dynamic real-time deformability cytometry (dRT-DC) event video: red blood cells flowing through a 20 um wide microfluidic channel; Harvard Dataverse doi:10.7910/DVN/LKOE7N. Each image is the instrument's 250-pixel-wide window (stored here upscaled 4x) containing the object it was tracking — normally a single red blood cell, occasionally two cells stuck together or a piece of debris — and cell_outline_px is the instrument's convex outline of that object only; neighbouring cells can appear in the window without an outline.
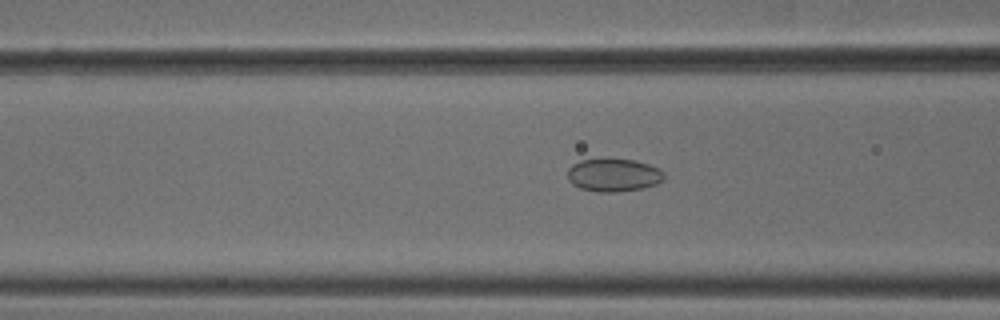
{"species": "common noctule bat (a hibernating species)", "species_latin": "Nyctalus noctula", "temperature_condition": "cold", "stored_images_in_passage": 43, "camera_frame_rate_fps": 3000, "um_per_image_px": 0.085, "animal": {"sex": "male", "body_mass_g": 18.8}, "frame": {"image": 1, "passage_image": 11, "time_ms": 3.333, "image_size_px": [1000, 320], "cell_outline_px": [[664, 180], [656, 184], [640, 188], [616, 192], [596, 192], [580, 188], [572, 184], [568, 180], [568, 168], [572, 164], [580, 160], [604, 156], [608, 156], [636, 160], [648, 164], [664, 172]], "centroid_in_image_um": [52.11, 14.83], "position_along_channel_um": 114.5, "area_um2": 19.19}}
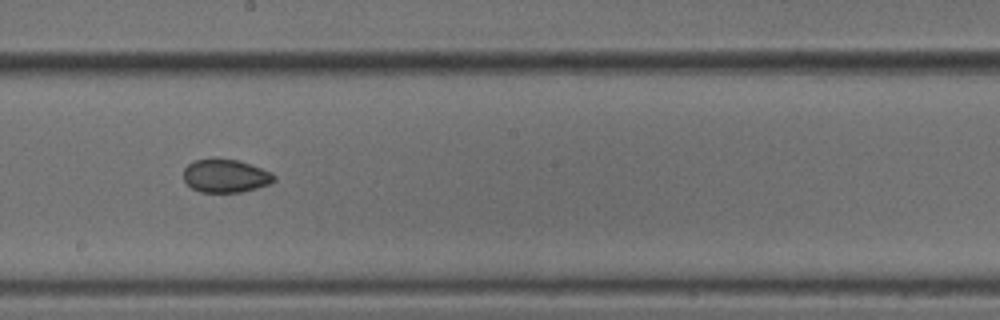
{"frame": {"image": 2, "passage_image": 20, "time_ms": 6.333, "image_size_px": [1000, 320], "cell_outline_px": [[276, 180], [268, 184], [256, 188], [240, 192], [200, 192], [192, 188], [184, 180], [184, 168], [188, 164], [196, 160], [212, 156], [236, 160], [272, 172], [276, 176]], "centroid_in_image_um": [19.15, 14.93], "position_along_channel_um": 229.1, "area_um2": 17.69}}
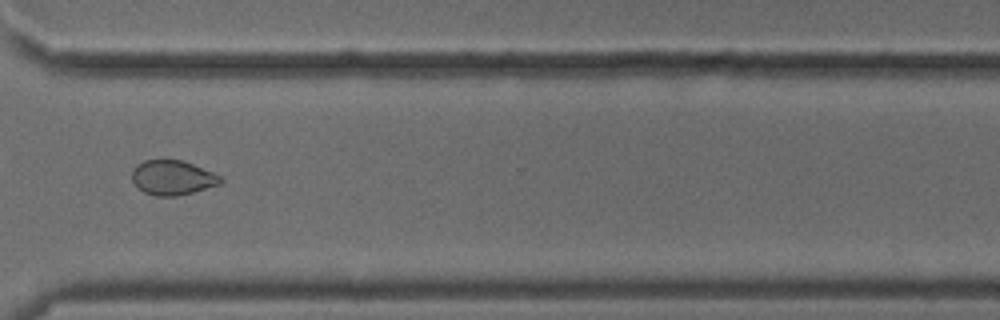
{"frame": {"image": 3, "passage_image": 30, "time_ms": 9.667, "image_size_px": [1000, 320], "cell_outline_px": [[224, 180], [220, 184], [192, 192], [176, 196], [156, 196], [144, 192], [132, 180], [132, 168], [136, 164], [144, 160], [180, 160], [192, 164], [212, 172], [220, 176]], "centroid_in_image_um": [14.64, 15.09], "position_along_channel_um": 356.0, "area_um2": 17.69}, "authors_computed_cell_mechanics": {"area_um2": 18.496, "velocity_mm_per_s": 3.8135, "shape_relaxation_time_tau1_ms": null, "shape_relaxation_time_tau2_ms": 3.7246, "deformation_change_tau1": null, "deformation_change_tau2": 0.0547}}